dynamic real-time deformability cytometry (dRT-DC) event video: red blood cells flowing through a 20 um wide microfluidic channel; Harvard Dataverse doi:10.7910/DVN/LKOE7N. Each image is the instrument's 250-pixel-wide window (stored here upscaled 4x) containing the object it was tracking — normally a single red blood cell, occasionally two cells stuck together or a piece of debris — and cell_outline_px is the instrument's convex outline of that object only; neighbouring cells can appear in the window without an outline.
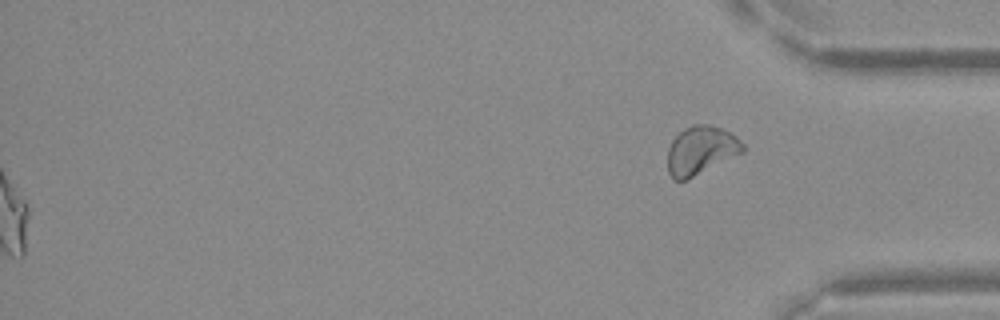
{"species": "Egyptian fruit bat (a non-hibernating species)", "species_latin": "Rousettus aegyptiacus", "temperature_condition": "warm", "stored_images_in_passage": 53, "segment_of_instrument_passage": [2, 2], "camera_frame_rate_fps": 3000, "um_per_image_px": 0.085, "frame": {"image": 1, "passage_image": 53, "time_ms": 17.333, "image_size_px": [1000, 320], "cell_outline_px": [[744, 152], [688, 180], [672, 180], [668, 172], [668, 148], [672, 140], [684, 128], [692, 124], [708, 124], [720, 128], [736, 136], [744, 144]], "centroid_in_image_um": [59.57, 12.8], "position_along_channel_um": 375.6, "area_um2": 21.39}}